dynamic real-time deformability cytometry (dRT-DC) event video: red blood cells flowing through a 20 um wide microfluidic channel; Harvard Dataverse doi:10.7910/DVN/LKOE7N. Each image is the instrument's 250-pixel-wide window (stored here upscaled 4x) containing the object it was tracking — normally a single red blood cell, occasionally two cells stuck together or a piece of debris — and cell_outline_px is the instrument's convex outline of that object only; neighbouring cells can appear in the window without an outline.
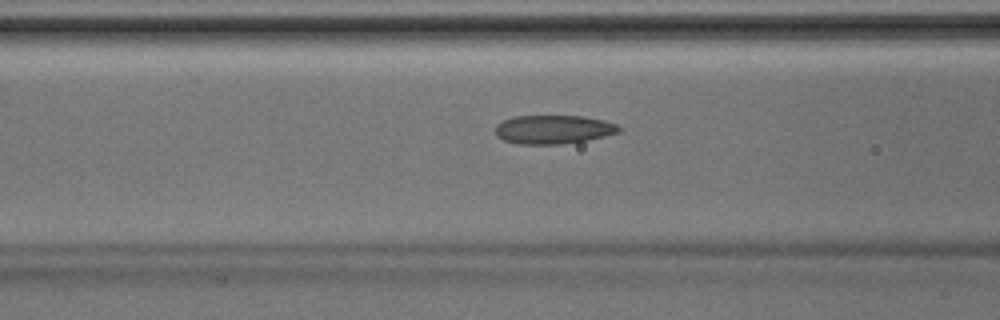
{"species": "Egyptian fruit bat (a non-hibernating species)", "species_latin": "Rousettus aegyptiacus", "temperature_condition": "room temperature", "stored_images_in_passage": 35, "camera_frame_rate_fps": 3000, "um_per_image_px": 0.085, "animal": {"sex": "male"}, "frame": {"image": 1, "passage_image": 9, "time_ms": 2.667, "image_size_px": [1000, 320], "cell_outline_px": [[620, 132], [604, 136], [584, 140], [560, 144], [516, 144], [504, 140], [496, 136], [496, 124], [504, 120], [516, 116], [580, 116], [604, 120], [616, 124], [620, 128]], "centroid_in_image_um": [47.01, 11.0], "position_along_channel_um": 119.6, "area_um2": 20.52}}
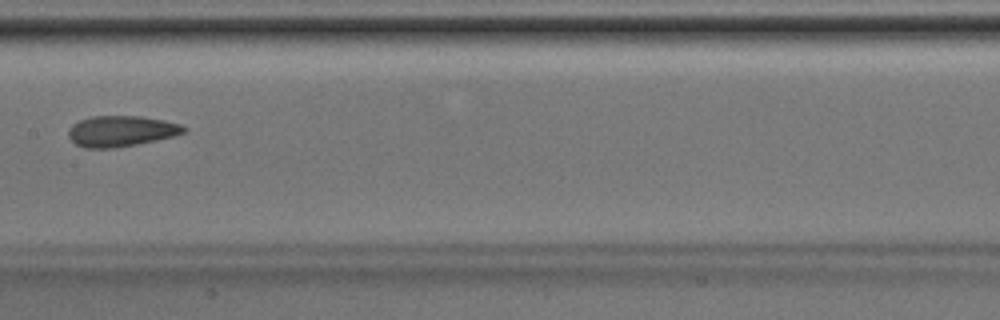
{"frame": {"image": 2, "passage_image": 14, "time_ms": 4.333, "image_size_px": [1000, 320], "cell_outline_px": [[188, 128], [184, 132], [172, 136], [136, 144], [116, 148], [84, 148], [76, 144], [68, 136], [68, 128], [72, 124], [80, 120], [92, 116], [144, 116], [164, 120], [180, 124]], "centroid_in_image_um": [10.27, 11.14], "position_along_channel_um": 197.1, "area_um2": 20.69}}
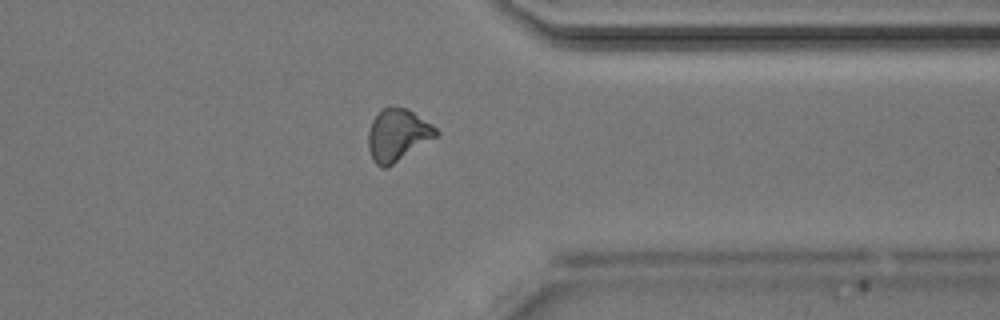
{"frame": {"image": 3, "passage_image": 26, "time_ms": 8.333, "image_size_px": [1000, 320], "cell_outline_px": [[440, 136], [388, 168], [384, 168], [376, 164], [372, 160], [368, 148], [368, 132], [372, 120], [388, 104], [408, 108], [436, 128], [440, 132]], "centroid_in_image_um": [33.82, 11.49], "position_along_channel_um": 377.6, "area_um2": 21.15}}